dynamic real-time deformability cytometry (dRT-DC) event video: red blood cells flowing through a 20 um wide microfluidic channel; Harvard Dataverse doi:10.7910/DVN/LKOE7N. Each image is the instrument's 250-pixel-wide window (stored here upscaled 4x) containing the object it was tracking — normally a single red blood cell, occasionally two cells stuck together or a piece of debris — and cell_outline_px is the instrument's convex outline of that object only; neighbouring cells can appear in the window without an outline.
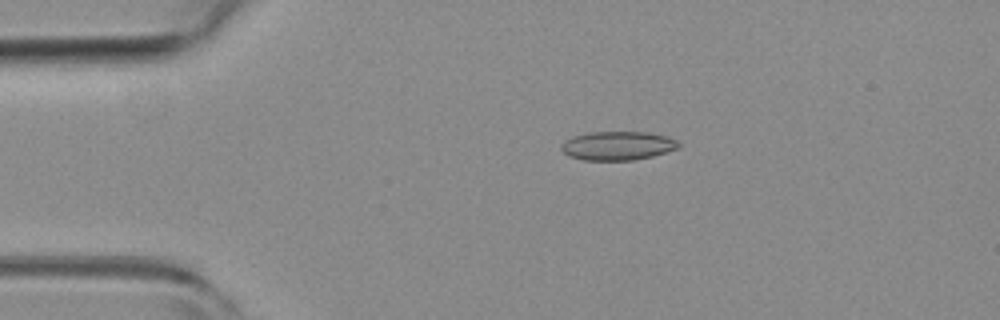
{"species": "common noctule bat (a hibernating species)", "species_latin": "Nyctalus noctula", "temperature_condition": "room temperature", "stored_images_in_passage": 6, "camera_frame_rate_fps": 3000, "um_per_image_px": 0.085, "animal": {"sex": "female", "body_mass_g": 19.3, "forearm_length_mm": 54.1}, "frame": {"image": 1, "passage_image": 3, "time_ms": 0.667, "image_size_px": [1000, 320], "cell_outline_px": [[680, 148], [652, 156], [632, 160], [584, 160], [568, 156], [560, 148], [560, 144], [564, 140], [572, 136], [588, 132], [648, 132], [668, 136], [676, 140], [680, 144]], "centroid_in_image_um": [52.48, 12.38], "position_along_channel_um": 32.5, "area_um2": 19.88}}
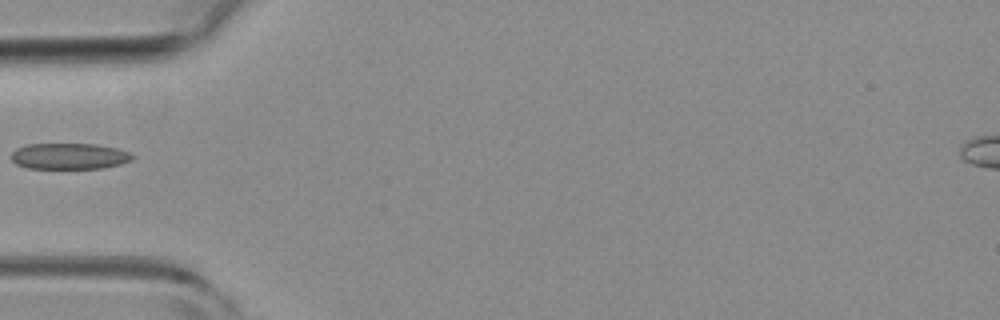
{"frame": {"image": 2, "passage_image": 5, "time_ms": 1.333, "image_size_px": [1000, 320], "cell_outline_px": [[136, 156], [132, 160], [120, 164], [100, 168], [28, 168], [16, 164], [12, 160], [12, 152], [16, 148], [28, 144], [96, 144], [116, 148], [128, 152]], "centroid_in_image_um": [5.89, 13.27], "position_along_channel_um": 79.1, "area_um2": 18.32}}
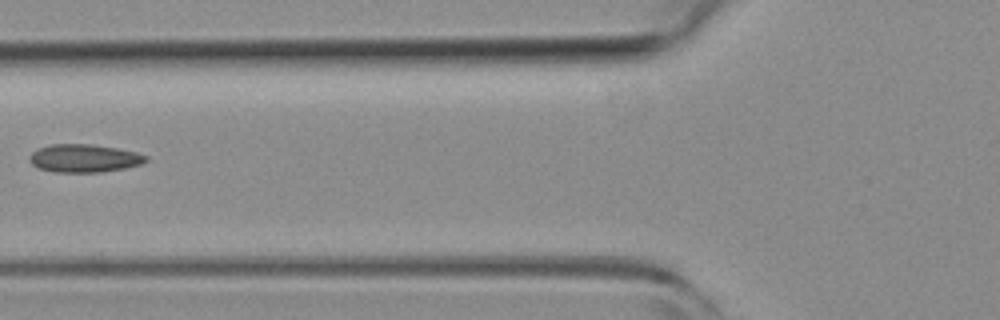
{"frame": {"image": 3, "passage_image": 6, "time_ms": 1.667, "image_size_px": [1000, 320], "cell_outline_px": [[148, 160], [140, 164], [124, 168], [100, 172], [52, 172], [36, 168], [28, 160], [28, 156], [32, 152], [40, 148], [52, 144], [92, 144], [116, 148], [136, 152], [148, 156]], "centroid_in_image_um": [7.12, 13.46], "position_along_channel_um": 118.7, "area_um2": 19.07}}